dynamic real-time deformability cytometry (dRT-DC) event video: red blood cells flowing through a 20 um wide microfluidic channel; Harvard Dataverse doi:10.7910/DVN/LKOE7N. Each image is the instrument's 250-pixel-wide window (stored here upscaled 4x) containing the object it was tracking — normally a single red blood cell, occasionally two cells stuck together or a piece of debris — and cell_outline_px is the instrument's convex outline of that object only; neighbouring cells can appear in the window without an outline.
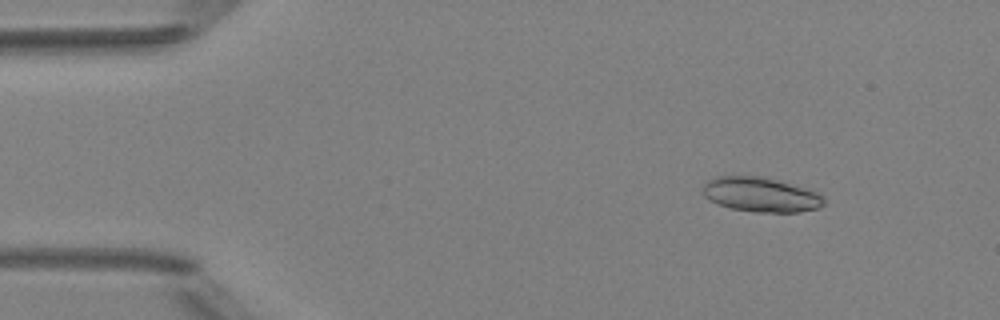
{"species": "Egyptian fruit bat (a non-hibernating species)", "species_latin": "Rousettus aegyptiacus", "temperature_condition": "room temperature", "stored_images_in_passage": 4, "camera_frame_rate_fps": 3000, "um_per_image_px": 0.085, "animal": {"sex": "female"}, "frame": {"image": 1, "passage_image": 2, "time_ms": 1.333, "image_size_px": [1000, 320], "cell_outline_px": [[824, 204], [820, 208], [800, 212], [756, 212], [732, 208], [720, 204], [704, 196], [704, 184], [708, 180], [716, 176], [768, 176], [808, 188], [824, 196]], "centroid_in_image_um": [64.74, 16.52], "position_along_channel_um": 20.3, "area_um2": 24.62}}